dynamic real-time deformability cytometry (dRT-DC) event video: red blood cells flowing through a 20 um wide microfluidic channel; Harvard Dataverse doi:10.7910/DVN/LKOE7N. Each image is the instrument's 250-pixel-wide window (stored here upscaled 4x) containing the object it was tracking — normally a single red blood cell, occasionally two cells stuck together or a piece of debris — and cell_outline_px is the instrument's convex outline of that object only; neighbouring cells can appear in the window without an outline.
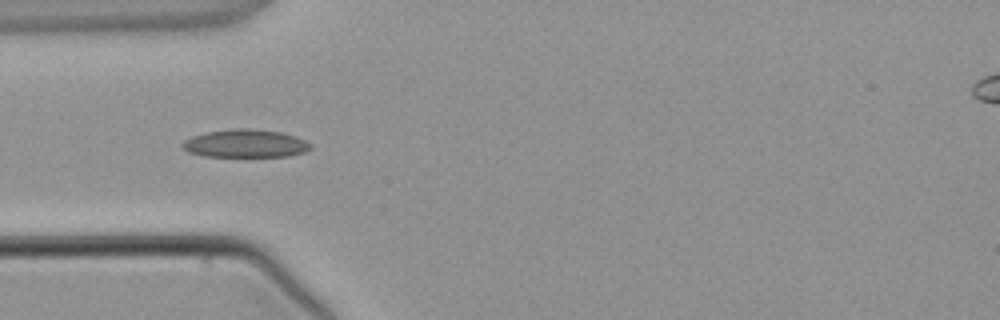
{"species": "common noctule bat (a hibernating species)", "species_latin": "Nyctalus noctula", "temperature_condition": "warm", "stored_images_in_passage": 3, "camera_frame_rate_fps": 3000, "um_per_image_px": 0.085, "animal": {"sex": "male", "body_mass_g": 21.5, "forearm_length_mm": 52.0}, "frame": {"image": 1, "passage_image": 3, "time_ms": 2.333, "image_size_px": [1000, 320], "cell_outline_px": [[312, 148], [304, 152], [288, 156], [204, 156], [188, 152], [180, 148], [180, 144], [184, 140], [192, 136], [208, 132], [232, 128], [248, 128], [280, 132], [304, 140], [312, 144]], "centroid_in_image_um": [20.81, 12.2], "position_along_channel_um": 64.2, "area_um2": 20.87}}